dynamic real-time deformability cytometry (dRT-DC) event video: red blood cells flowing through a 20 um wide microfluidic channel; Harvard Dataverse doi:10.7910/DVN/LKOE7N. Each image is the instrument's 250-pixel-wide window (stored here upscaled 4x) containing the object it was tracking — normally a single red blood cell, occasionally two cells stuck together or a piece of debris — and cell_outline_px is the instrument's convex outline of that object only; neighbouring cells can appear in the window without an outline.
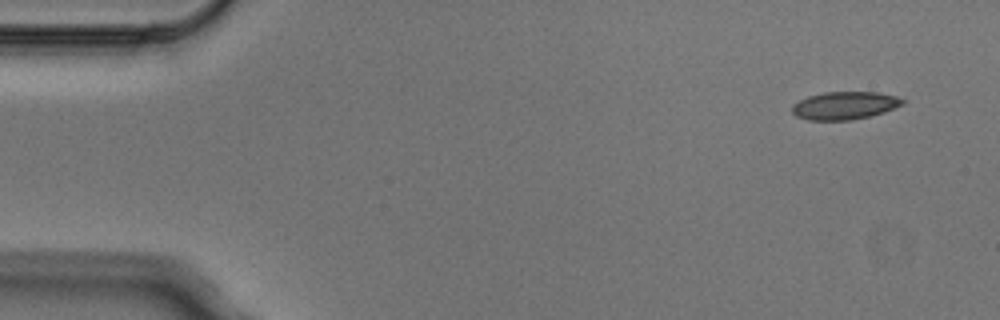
{"species": "Egyptian fruit bat (a non-hibernating species)", "species_latin": "Rousettus aegyptiacus", "temperature_condition": "cold", "stored_images_in_passage": 4, "camera_frame_rate_fps": 3000, "um_per_image_px": 0.085, "animal": {"sex": "male"}, "frame": {"image": 1, "passage_image": 1, "time_ms": 0.0, "image_size_px": [1000, 320], "cell_outline_px": [[904, 104], [884, 112], [852, 120], [808, 120], [796, 116], [792, 112], [792, 104], [808, 96], [824, 92], [876, 92], [896, 96], [904, 100]], "centroid_in_image_um": [71.78, 8.97], "position_along_channel_um": 13.2, "area_um2": 17.86}}
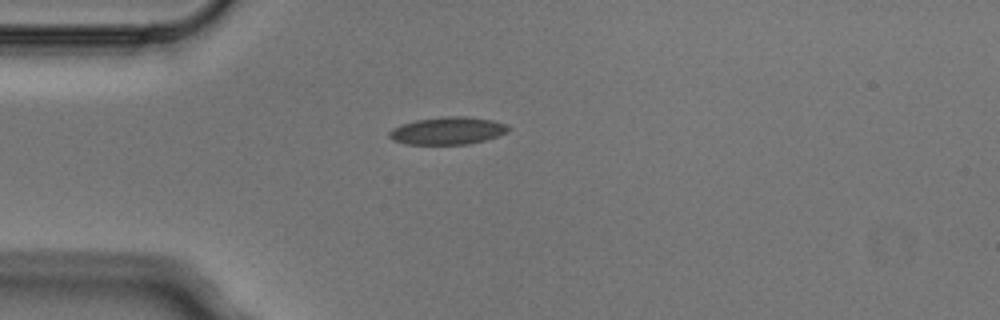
{"frame": {"image": 2, "passage_image": 4, "time_ms": 1.0, "image_size_px": [1000, 320], "cell_outline_px": [[512, 128], [508, 132], [484, 140], [468, 144], [404, 144], [392, 140], [388, 136], [388, 132], [392, 128], [416, 120], [444, 116], [468, 116], [492, 120], [508, 124]], "centroid_in_image_um": [38.07, 11.11], "position_along_channel_um": 46.9, "area_um2": 19.19}}